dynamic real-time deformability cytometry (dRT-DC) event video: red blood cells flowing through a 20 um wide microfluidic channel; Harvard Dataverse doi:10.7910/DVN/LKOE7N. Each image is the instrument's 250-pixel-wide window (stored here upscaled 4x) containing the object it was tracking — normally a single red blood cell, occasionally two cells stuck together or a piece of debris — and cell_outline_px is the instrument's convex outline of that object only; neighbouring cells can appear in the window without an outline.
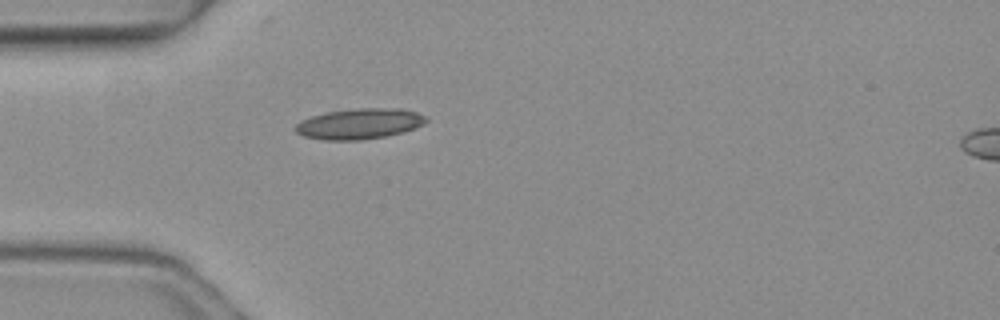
{"species": "common noctule bat (a hibernating species)", "species_latin": "Nyctalus noctula", "temperature_condition": "warm", "stored_images_in_passage": 1, "camera_frame_rate_fps": 3000, "um_per_image_px": 0.085, "animal": {"sex": "female", "body_mass_g": 19.3, "forearm_length_mm": 54.1}, "frame": {"image": 1, "passage_image": 1, "time_ms": 0.0, "image_size_px": [1000, 320], "cell_outline_px": [[428, 120], [424, 124], [416, 128], [384, 136], [360, 140], [324, 140], [304, 136], [296, 132], [296, 124], [300, 120], [312, 116], [328, 112], [356, 108], [400, 108], [416, 112], [424, 116]], "centroid_in_image_um": [30.55, 10.51], "position_along_channel_um": 54.4, "area_um2": 23.12}}